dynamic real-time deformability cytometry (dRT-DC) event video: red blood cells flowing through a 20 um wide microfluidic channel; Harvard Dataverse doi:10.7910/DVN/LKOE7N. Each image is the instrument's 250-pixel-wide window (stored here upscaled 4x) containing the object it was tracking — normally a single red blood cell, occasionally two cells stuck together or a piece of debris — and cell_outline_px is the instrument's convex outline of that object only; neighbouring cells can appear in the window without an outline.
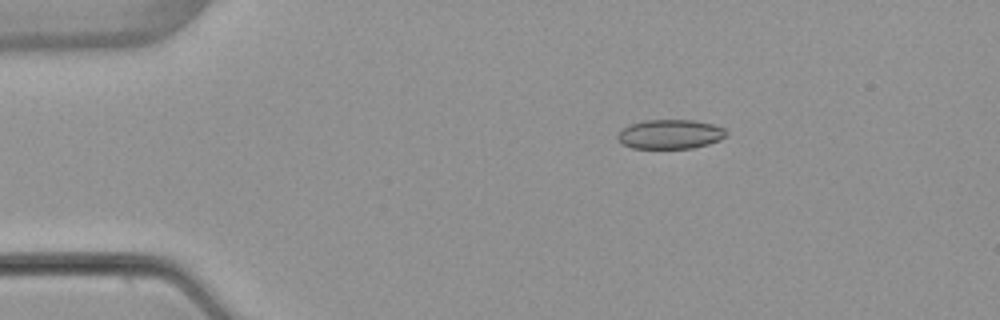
{"species": "common noctule bat (a hibernating species)", "species_latin": "Nyctalus noctula", "temperature_condition": "warm", "stored_images_in_passage": 5, "camera_frame_rate_fps": 3000, "um_per_image_px": 0.085, "animal": {"sex": "female", "body_mass_g": 22.7, "forearm_length_mm": 54.2}, "frame": {"image": 1, "passage_image": 2, "time_ms": 2.333, "image_size_px": [1000, 320], "cell_outline_px": [[728, 136], [720, 140], [708, 144], [692, 148], [632, 148], [616, 140], [616, 136], [628, 124], [644, 120], [696, 120], [712, 124], [724, 128], [728, 132]], "centroid_in_image_um": [56.98, 11.4], "position_along_channel_um": 28.0, "area_um2": 18.73}}
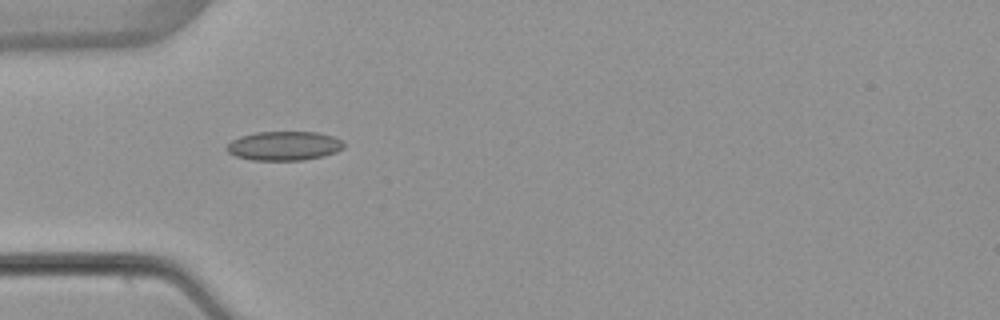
{"frame": {"image": 2, "passage_image": 4, "time_ms": 4.667, "image_size_px": [1000, 320], "cell_outline_px": [[344, 148], [336, 152], [324, 156], [304, 160], [252, 160], [236, 156], [228, 152], [224, 148], [232, 140], [240, 136], [256, 132], [320, 132], [344, 140]], "centroid_in_image_um": [24.17, 12.39], "position_along_channel_um": 60.8, "area_um2": 20.06}}
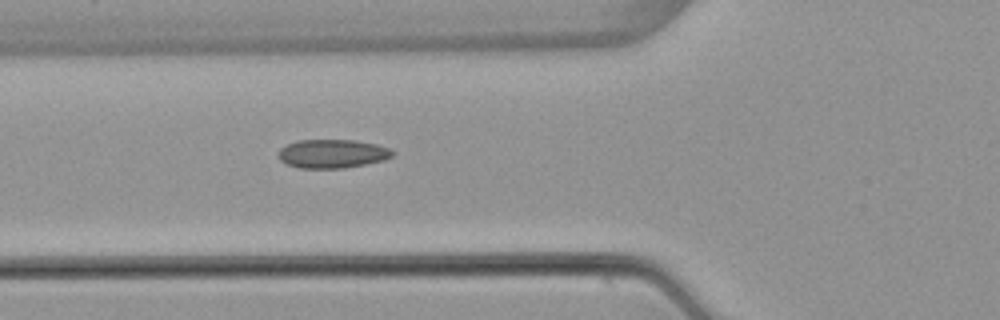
{"frame": {"image": 3, "passage_image": 5, "time_ms": 5.667, "image_size_px": [1000, 320], "cell_outline_px": [[396, 152], [392, 156], [384, 160], [344, 168], [300, 168], [288, 164], [280, 160], [276, 156], [280, 148], [296, 140], [356, 140], [376, 144], [388, 148]], "centroid_in_image_um": [28.23, 13.06], "position_along_channel_um": 97.6, "area_um2": 19.13}}